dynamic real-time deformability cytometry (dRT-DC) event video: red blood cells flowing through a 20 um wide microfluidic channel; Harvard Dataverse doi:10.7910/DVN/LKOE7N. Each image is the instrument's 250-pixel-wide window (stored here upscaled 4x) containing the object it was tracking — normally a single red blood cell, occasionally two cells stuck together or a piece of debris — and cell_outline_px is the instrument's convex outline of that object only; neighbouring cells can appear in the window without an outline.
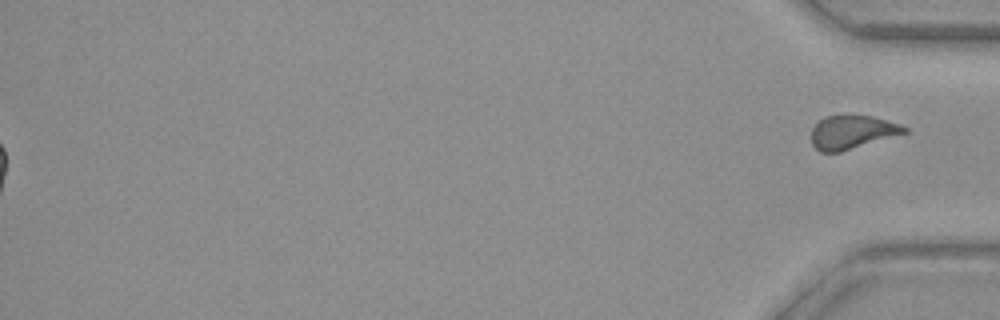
{"species": "common noctule bat (a hibernating species)", "species_latin": "Nyctalus noctula", "temperature_condition": "warm", "stored_images_in_passage": 52, "segment_of_instrument_passage": [2, 2], "camera_frame_rate_fps": 3000, "um_per_image_px": 0.085, "animal": {"sex": "female", "body_mass_g": 29.2, "forearm_length_mm": 56.3}, "frame": {"image": 1, "passage_image": 52, "time_ms": 17.0, "image_size_px": [1000, 320], "cell_outline_px": [[908, 132], [840, 152], [820, 152], [812, 144], [812, 128], [824, 116], [844, 112], [872, 116], [900, 124], [908, 128]], "centroid_in_image_um": [72.41, 11.18], "position_along_channel_um": 362.8, "area_um2": 18.61}}